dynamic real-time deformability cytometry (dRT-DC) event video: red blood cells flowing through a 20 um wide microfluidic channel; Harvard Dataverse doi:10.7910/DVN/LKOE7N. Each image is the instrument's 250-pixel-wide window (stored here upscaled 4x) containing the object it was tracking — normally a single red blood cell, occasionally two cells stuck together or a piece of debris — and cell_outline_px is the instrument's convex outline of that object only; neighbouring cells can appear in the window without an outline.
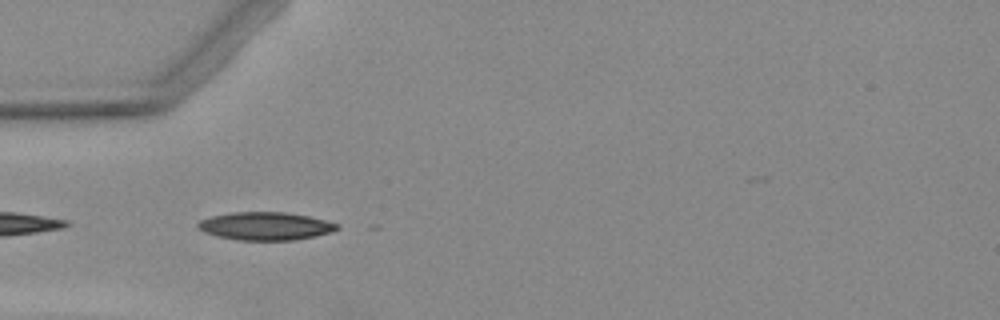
{"species": "Egyptian fruit bat (a non-hibernating species)", "species_latin": "Rousettus aegyptiacus", "temperature_condition": "warm", "stored_images_in_passage": 5, "camera_frame_rate_fps": 3000, "um_per_image_px": 0.085, "animal": {"sex": "female"}, "frame": {"image": 1, "passage_image": 4, "time_ms": 3.667, "image_size_px": [1000, 320], "cell_outline_px": [[340, 228], [328, 232], [312, 236], [292, 240], [240, 240], [220, 236], [204, 232], [196, 224], [200, 220], [212, 216], [232, 212], [284, 212], [308, 216], [324, 220], [336, 224]], "centroid_in_image_um": [22.53, 19.21], "position_along_channel_um": 62.5, "area_um2": 22.2}}
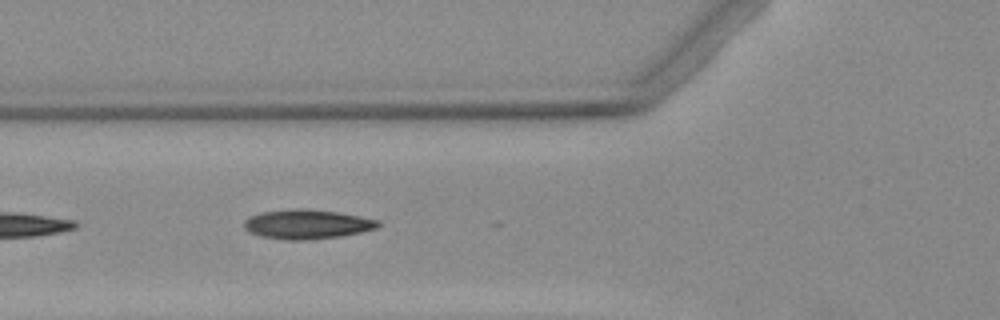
{"frame": {"image": 2, "passage_image": 5, "time_ms": 4.667, "image_size_px": [1000, 320], "cell_outline_px": [[380, 224], [376, 228], [360, 232], [340, 236], [308, 240], [288, 240], [260, 236], [244, 228], [244, 220], [252, 216], [264, 212], [292, 208], [300, 208], [340, 212], [380, 220]], "centroid_in_image_um": [26.13, 19.05], "position_along_channel_um": 99.7, "area_um2": 22.83}}